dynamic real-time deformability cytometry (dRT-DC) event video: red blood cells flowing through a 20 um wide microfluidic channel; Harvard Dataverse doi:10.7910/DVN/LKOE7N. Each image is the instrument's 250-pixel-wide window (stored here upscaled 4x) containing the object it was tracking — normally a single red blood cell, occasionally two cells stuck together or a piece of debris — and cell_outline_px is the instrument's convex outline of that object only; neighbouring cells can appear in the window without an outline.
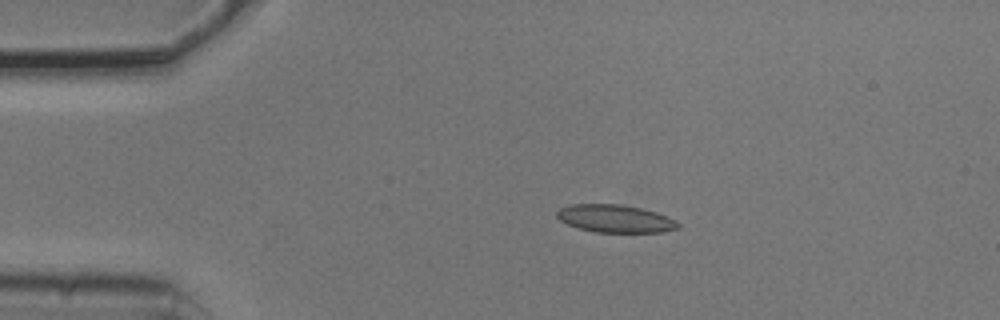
{"species": "common noctule bat (a hibernating species)", "species_latin": "Nyctalus noctula", "temperature_condition": "cold", "stored_images_in_passage": 7, "camera_frame_rate_fps": 3000, "um_per_image_px": 0.085, "animal": {"sex": "male", "body_mass_g": 20.5, "forearm_length_mm": 52.5}, "frame": {"image": 1, "passage_image": 3, "time_ms": 0.667, "image_size_px": [1000, 320], "cell_outline_px": [[680, 228], [664, 232], [596, 232], [580, 228], [568, 224], [560, 220], [556, 216], [556, 212], [560, 208], [568, 204], [620, 204], [640, 208], [656, 212], [676, 220], [680, 224]], "centroid_in_image_um": [52.3, 18.58], "position_along_channel_um": 32.7, "area_um2": 19.59}}
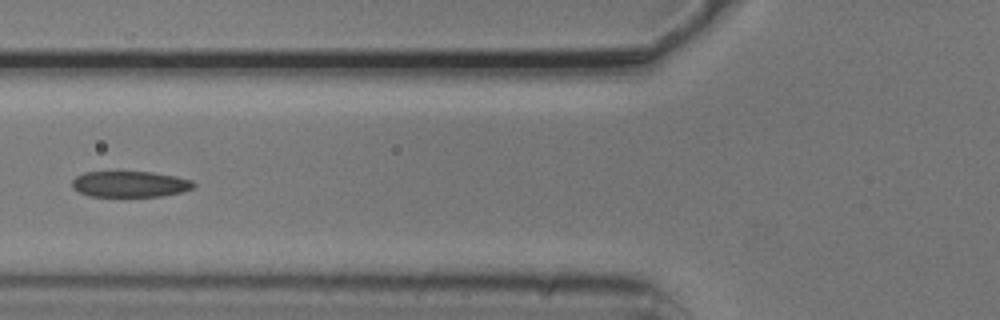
{"frame": {"image": 2, "passage_image": 6, "time_ms": 1.667, "image_size_px": [1000, 320], "cell_outline_px": [[196, 188], [180, 192], [160, 196], [88, 196], [72, 188], [72, 180], [76, 176], [84, 172], [152, 172], [176, 176], [192, 180], [196, 184]], "centroid_in_image_um": [11.06, 15.64], "position_along_channel_um": 114.7, "area_um2": 18.44}}
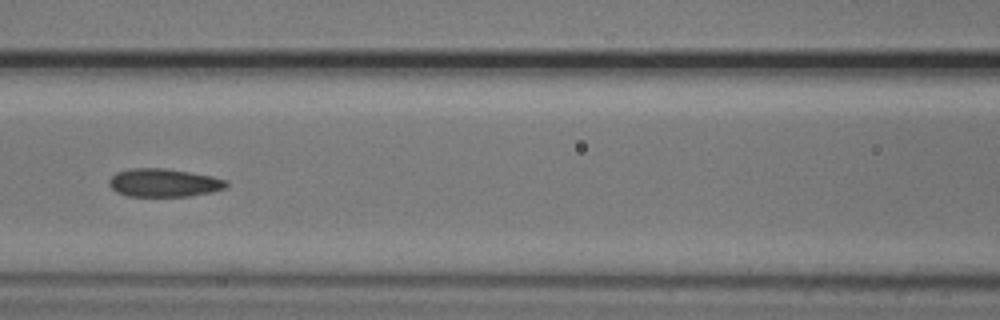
{"frame": {"image": 3, "passage_image": 7, "time_ms": 2.0, "image_size_px": [1000, 320], "cell_outline_px": [[228, 184], [224, 188], [212, 192], [188, 196], [128, 196], [116, 192], [108, 184], [108, 180], [116, 172], [132, 168], [164, 168], [212, 176], [228, 180]], "centroid_in_image_um": [13.91, 15.53], "position_along_channel_um": 152.7, "area_um2": 19.25}}